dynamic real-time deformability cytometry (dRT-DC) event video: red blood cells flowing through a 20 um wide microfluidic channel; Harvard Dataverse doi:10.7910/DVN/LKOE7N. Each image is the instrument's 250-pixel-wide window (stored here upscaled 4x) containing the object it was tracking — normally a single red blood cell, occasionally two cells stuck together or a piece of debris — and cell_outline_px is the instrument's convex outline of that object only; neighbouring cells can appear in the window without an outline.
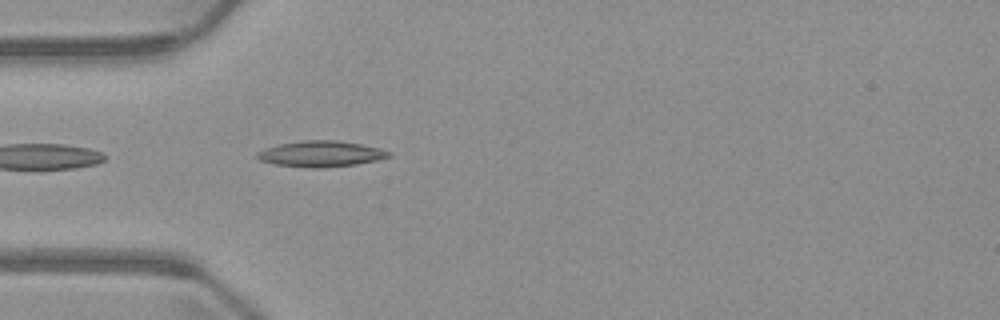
{"species": "common noctule bat (a hibernating species)", "species_latin": "Nyctalus noctula", "temperature_condition": "warm", "stored_images_in_passage": 1, "camera_frame_rate_fps": 3000, "um_per_image_px": 0.085, "animal": {"sex": "male", "body_mass_g": 23.1, "forearm_length_mm": 52.7}, "frame": {"image": 1, "passage_image": 1, "time_ms": 0.0, "image_size_px": [1000, 320], "cell_outline_px": [[392, 156], [376, 160], [356, 164], [320, 168], [312, 168], [276, 164], [260, 160], [256, 156], [256, 152], [264, 148], [280, 144], [304, 140], [336, 140], [360, 144], [380, 148], [392, 152]], "centroid_in_image_um": [27.29, 13.07], "position_along_channel_um": 57.7, "area_um2": 19.77}}